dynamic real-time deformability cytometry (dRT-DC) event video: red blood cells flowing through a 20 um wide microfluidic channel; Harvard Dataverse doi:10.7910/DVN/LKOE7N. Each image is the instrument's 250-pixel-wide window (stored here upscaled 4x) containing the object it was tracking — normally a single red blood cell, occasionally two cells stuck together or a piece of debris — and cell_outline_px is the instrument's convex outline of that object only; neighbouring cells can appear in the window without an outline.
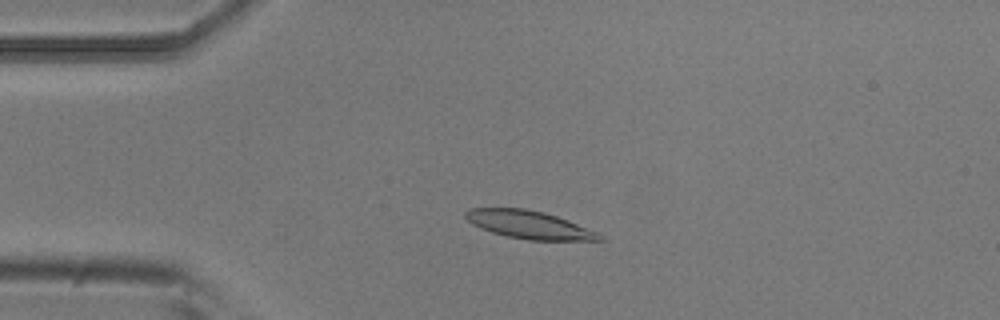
{"species": "common noctule bat (a hibernating species)", "species_latin": "Nyctalus noctula", "temperature_condition": "room temperature", "stored_images_in_passage": 4, "camera_frame_rate_fps": 3000, "um_per_image_px": 0.085, "animal": {"sex": "male", "body_mass_g": 20.5, "forearm_length_mm": 52.5}, "frame": {"image": 1, "passage_image": 3, "time_ms": 0.667, "image_size_px": [1000, 320], "cell_outline_px": [[604, 240], [528, 240], [508, 236], [492, 232], [480, 228], [472, 224], [464, 216], [464, 212], [468, 208], [524, 208], [544, 212], [568, 220], [596, 232]], "centroid_in_image_um": [44.91, 19.09], "position_along_channel_um": 40.1, "area_um2": 21.56}}